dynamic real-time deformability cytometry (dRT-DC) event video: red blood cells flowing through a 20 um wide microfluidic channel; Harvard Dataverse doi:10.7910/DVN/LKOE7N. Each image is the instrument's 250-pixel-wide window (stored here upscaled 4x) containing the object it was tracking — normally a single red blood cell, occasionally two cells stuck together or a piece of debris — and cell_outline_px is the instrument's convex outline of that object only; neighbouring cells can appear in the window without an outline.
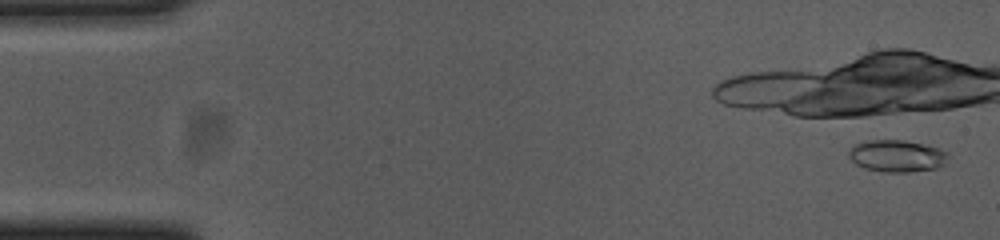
{"species": "common noctule bat (a hibernating species)", "species_latin": "Nyctalus noctula", "temperature_condition": "cold", "stored_images_in_passage": 5, "camera_frame_rate_fps": 3000, "um_per_image_px": 0.085, "animal": {"sex": "female", "body_mass_g": 23.0, "forearm_length_mm": 53.4}, "frame": {"image": 1, "passage_image": 2, "time_ms": 0.333, "image_size_px": [1000, 240], "cell_outline_px": [[948, 156], [944, 164], [936, 168], [912, 172], [880, 172], [864, 168], [856, 164], [848, 156], [848, 152], [856, 144], [868, 140], [904, 140], [936, 148], [948, 152]], "centroid_in_image_um": [76.21, 13.27], "position_along_channel_um": 8.8, "area_um2": 18.38}}